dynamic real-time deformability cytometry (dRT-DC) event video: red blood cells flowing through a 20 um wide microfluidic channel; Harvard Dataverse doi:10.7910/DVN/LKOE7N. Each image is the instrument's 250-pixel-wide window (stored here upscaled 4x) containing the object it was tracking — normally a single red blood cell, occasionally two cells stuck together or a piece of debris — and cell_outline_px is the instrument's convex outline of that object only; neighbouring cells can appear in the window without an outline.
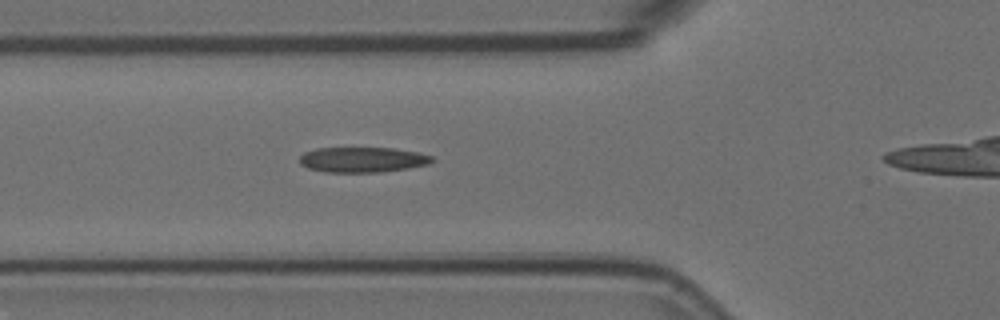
{"species": "Egyptian fruit bat (a non-hibernating species)", "species_latin": "Rousettus aegyptiacus", "temperature_condition": "room temperature", "stored_images_in_passage": 4, "camera_frame_rate_fps": 3000, "um_per_image_px": 0.085, "animal": {"sex": "female"}, "frame": {"image": 1, "passage_image": 3, "time_ms": 0.667, "image_size_px": [1000, 320], "cell_outline_px": [[436, 160], [428, 164], [408, 168], [380, 172], [324, 172], [308, 168], [300, 164], [300, 156], [304, 152], [316, 148], [392, 148], [420, 152], [432, 156]], "centroid_in_image_um": [30.83, 13.57], "position_along_channel_um": 95.0, "area_um2": 19.59}}